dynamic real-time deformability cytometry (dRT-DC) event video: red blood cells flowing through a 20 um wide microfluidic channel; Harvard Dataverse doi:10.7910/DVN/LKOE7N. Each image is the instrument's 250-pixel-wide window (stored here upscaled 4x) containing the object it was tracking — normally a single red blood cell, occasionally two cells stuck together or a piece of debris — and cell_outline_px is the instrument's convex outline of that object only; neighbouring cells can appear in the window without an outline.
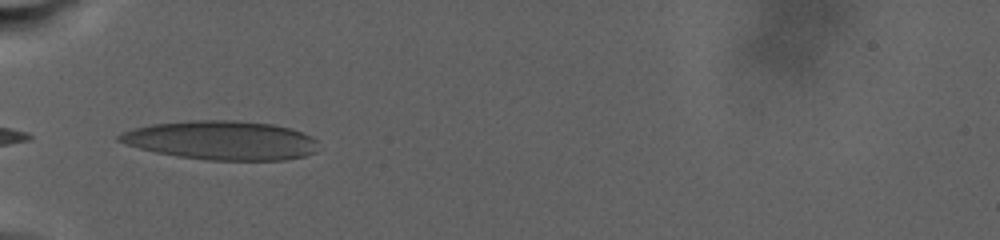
{"species": "human", "species_latin": "Homo sapiens", "temperature_condition": "warm", "stored_images_in_passage": 35, "camera_frame_rate_fps": 3000, "um_per_image_px": 0.085, "donor": {"sex": "male"}, "frame": {"image": 1, "passage_image": 1, "time_ms": 0.0, "image_size_px": [1000, 240], "cell_outline_px": [[316, 152], [304, 156], [284, 160], [208, 160], [180, 156], [156, 152], [140, 148], [116, 140], [116, 136], [120, 132], [132, 128], [152, 124], [188, 120], [236, 120], [272, 124], [288, 128], [312, 136], [316, 140]], "centroid_in_image_um": [18.79, 11.92], "position_along_channel_um": 66.2, "area_um2": 45.14}}
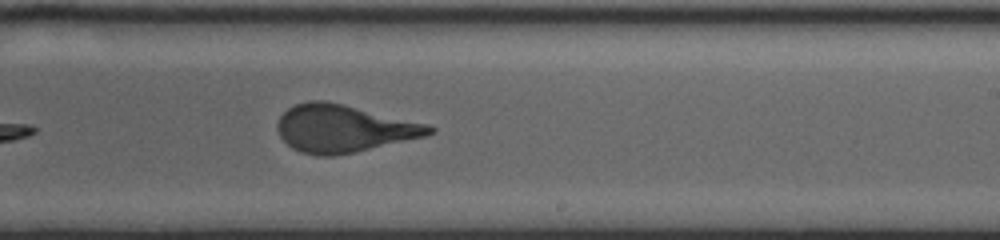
{"frame": {"image": 2, "passage_image": 19, "time_ms": 8.333, "image_size_px": [1000, 240], "cell_outline_px": [[436, 132], [424, 136], [356, 152], [336, 156], [316, 156], [300, 152], [292, 148], [280, 136], [276, 128], [276, 124], [280, 116], [288, 108], [296, 104], [308, 100], [324, 100], [428, 124], [436, 128]], "centroid_in_image_um": [29.17, 10.93], "position_along_channel_um": 259.8, "area_um2": 41.85}}
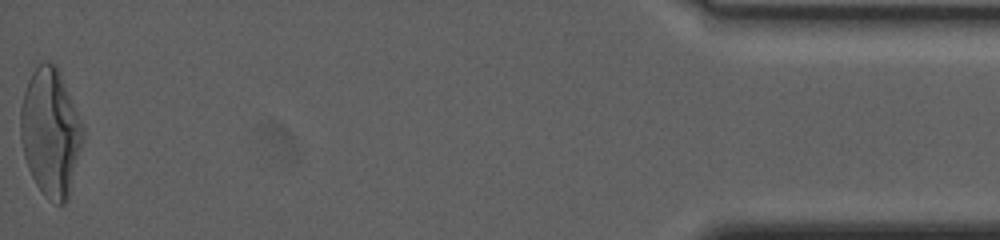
{"frame": {"image": 3, "passage_image": 35, "time_ms": 18.667, "image_size_px": [1000, 240], "cell_outline_px": [[84, 136], [68, 200], [64, 204], [56, 204], [44, 196], [36, 184], [28, 168], [24, 156], [20, 136], [20, 108], [24, 92], [28, 80], [32, 72], [40, 64], [48, 60], [56, 64], [60, 72], [84, 128]], "centroid_in_image_um": [4.29, 11.26], "position_along_channel_um": 430.9, "area_um2": 46.47}, "authors_computed_cell_mechanics": {"area_um2": 42.6564, "velocity_mm_per_s": 2.4192, "shape_relaxation_time_tau1_ms": 9.8782, "shape_relaxation_time_tau2_ms": 1.3416, "deformation_change_tau1": 0.2779, "deformation_change_tau2": 0.1009}}